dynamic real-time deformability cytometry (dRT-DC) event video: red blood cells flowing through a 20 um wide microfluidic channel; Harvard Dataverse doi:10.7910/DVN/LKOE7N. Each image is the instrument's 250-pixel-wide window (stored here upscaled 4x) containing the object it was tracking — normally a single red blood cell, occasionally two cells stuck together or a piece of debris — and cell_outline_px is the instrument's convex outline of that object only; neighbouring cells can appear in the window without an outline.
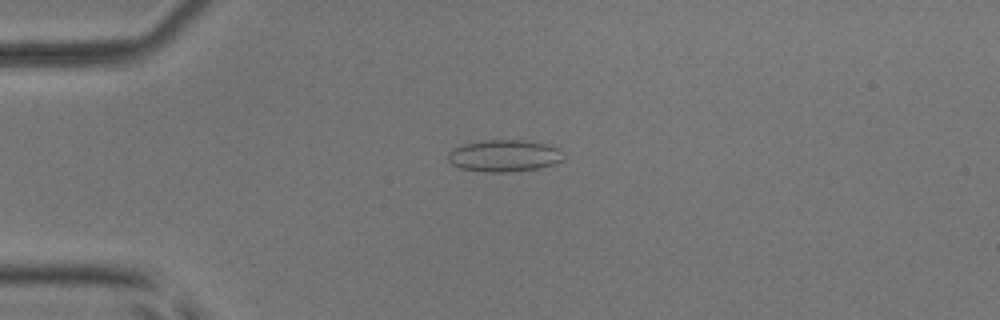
{"species": "common noctule bat (a hibernating species)", "species_latin": "Nyctalus noctula", "temperature_condition": "room temperature", "stored_images_in_passage": 7, "camera_frame_rate_fps": 3000, "um_per_image_px": 0.085, "animal": {"sex": "male", "body_mass_g": 17.9, "forearm_length_mm": 54.2}, "frame": {"image": 1, "passage_image": 3, "time_ms": 0.667, "image_size_px": [1000, 320], "cell_outline_px": [[564, 160], [556, 164], [536, 168], [508, 172], [484, 172], [460, 168], [452, 164], [448, 160], [448, 152], [452, 148], [464, 144], [484, 140], [524, 140], [544, 144], [556, 148], [564, 156]], "centroid_in_image_um": [42.82, 13.24], "position_along_channel_um": 42.2, "area_um2": 21.39}}
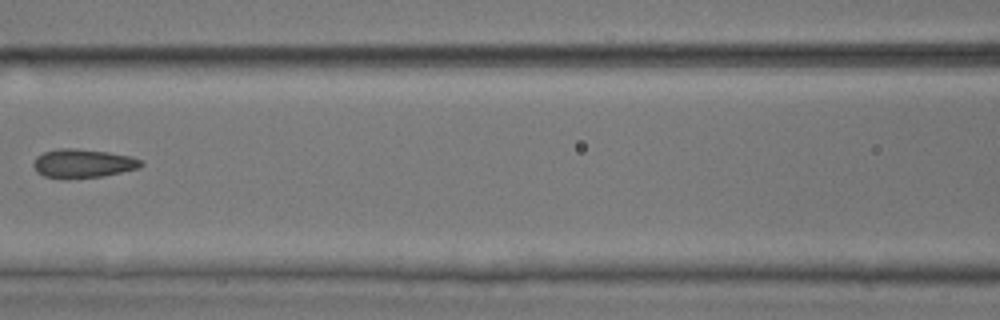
{"frame": {"image": 2, "passage_image": 6, "time_ms": 1.667, "image_size_px": [1000, 320], "cell_outline_px": [[144, 164], [136, 168], [120, 172], [100, 176], [44, 176], [36, 172], [32, 164], [36, 156], [44, 152], [56, 148], [72, 148], [108, 152], [132, 156], [144, 160]], "centroid_in_image_um": [7.05, 13.84], "position_along_channel_um": 159.5, "area_um2": 17.46}}
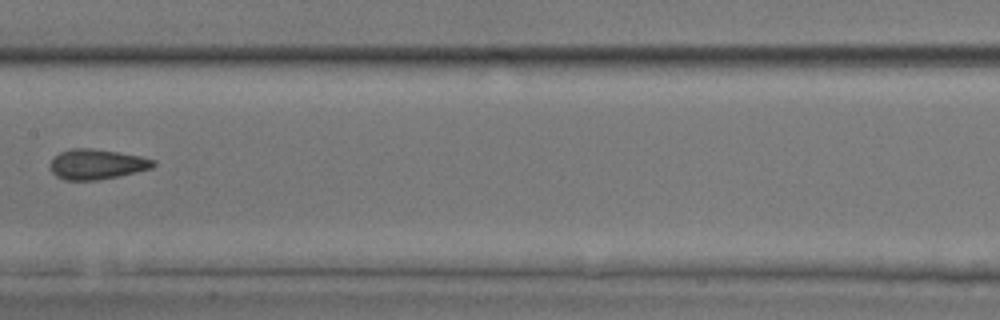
{"frame": {"image": 3, "passage_image": 7, "time_ms": 2.0, "image_size_px": [1000, 320], "cell_outline_px": [[156, 164], [152, 168], [136, 172], [100, 180], [64, 180], [56, 176], [52, 172], [48, 164], [60, 152], [72, 148], [92, 148], [120, 152], [140, 156], [156, 160]], "centroid_in_image_um": [8.23, 13.96], "position_along_channel_um": 199.2, "area_um2": 18.26}}